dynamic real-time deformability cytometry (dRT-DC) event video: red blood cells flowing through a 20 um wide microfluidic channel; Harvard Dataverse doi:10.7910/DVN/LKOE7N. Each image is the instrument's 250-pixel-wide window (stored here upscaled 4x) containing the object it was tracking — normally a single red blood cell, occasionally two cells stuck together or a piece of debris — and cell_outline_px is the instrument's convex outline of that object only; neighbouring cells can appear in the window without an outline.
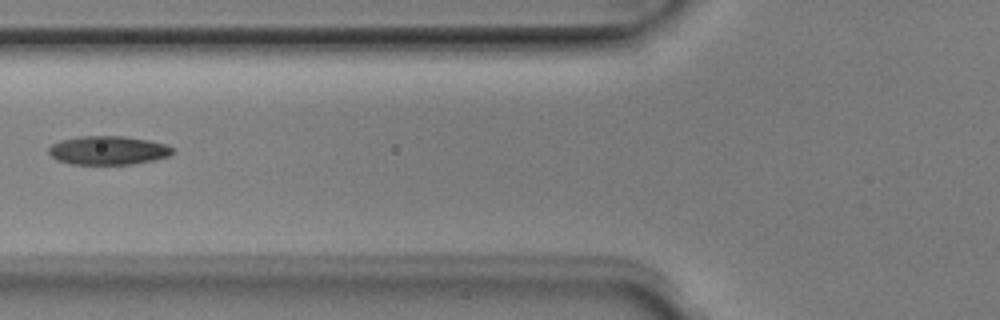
{"species": "Egyptian fruit bat (a non-hibernating species)", "species_latin": "Rousettus aegyptiacus", "temperature_condition": "room temperature", "stored_images_in_passage": 3, "camera_frame_rate_fps": 3000, "um_per_image_px": 0.085, "animal": {"sex": "male"}, "frame": {"image": 1, "passage_image": 3, "time_ms": 0.667, "image_size_px": [1000, 320], "cell_outline_px": [[172, 152], [168, 156], [152, 160], [132, 164], [68, 164], [56, 160], [48, 152], [48, 148], [52, 144], [60, 140], [80, 136], [124, 136], [148, 140], [168, 144], [172, 148]], "centroid_in_image_um": [9.15, 12.77], "position_along_channel_um": 116.6, "area_um2": 20.75}}